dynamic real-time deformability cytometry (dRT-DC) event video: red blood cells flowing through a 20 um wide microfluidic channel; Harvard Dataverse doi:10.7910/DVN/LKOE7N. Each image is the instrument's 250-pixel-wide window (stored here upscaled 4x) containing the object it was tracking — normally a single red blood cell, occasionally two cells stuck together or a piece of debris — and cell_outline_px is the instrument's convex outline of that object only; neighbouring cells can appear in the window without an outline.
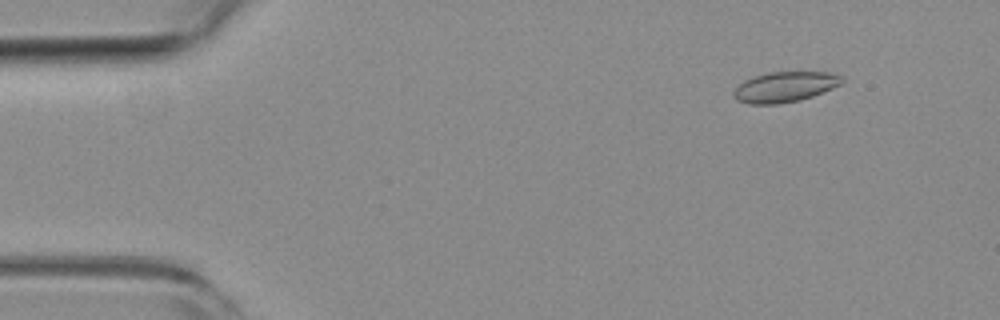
{"species": "common noctule bat (a hibernating species)", "species_latin": "Nyctalus noctula", "temperature_condition": "room temperature", "stored_images_in_passage": 54, "camera_frame_rate_fps": 3000, "um_per_image_px": 0.085, "animal": {"sex": "female", "body_mass_g": 19.3, "forearm_length_mm": 54.1}, "frame": {"image": 1, "passage_image": 6, "time_ms": 1.667, "image_size_px": [1000, 320], "cell_outline_px": [[844, 80], [840, 84], [832, 88], [812, 96], [800, 100], [776, 104], [748, 104], [736, 100], [732, 96], [732, 92], [744, 80], [752, 76], [768, 72], [832, 72], [844, 76]], "centroid_in_image_um": [66.69, 7.38], "position_along_channel_um": 18.3, "area_um2": 19.31}}
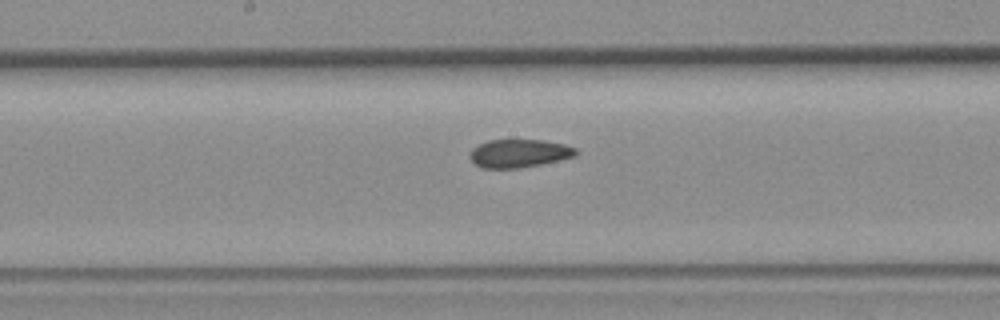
{"frame": {"image": 2, "passage_image": 28, "time_ms": 9.0, "image_size_px": [1000, 320], "cell_outline_px": [[576, 156], [540, 164], [516, 168], [484, 168], [476, 164], [472, 160], [472, 148], [488, 140], [544, 140], [564, 144], [576, 148]], "centroid_in_image_um": [44.15, 13.02], "position_along_channel_um": 204.0, "area_um2": 17.05}}
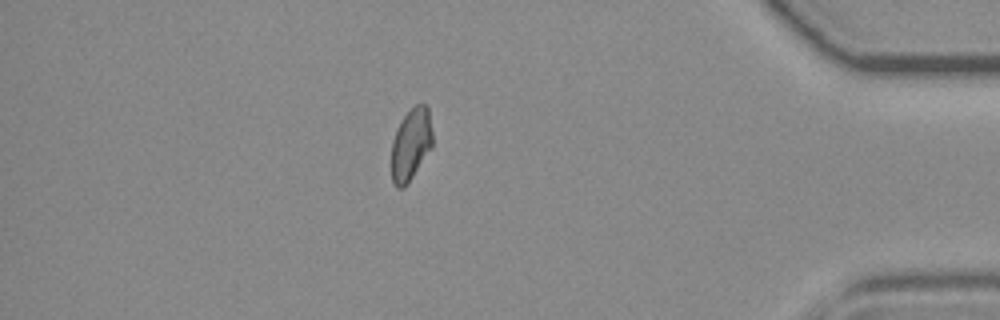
{"frame": {"image": 3, "passage_image": 47, "time_ms": 15.333, "image_size_px": [1000, 320], "cell_outline_px": [[432, 148], [408, 184], [404, 188], [396, 188], [392, 180], [392, 140], [400, 120], [416, 104], [424, 104], [428, 108], [432, 132]], "centroid_in_image_um": [34.93, 12.3], "position_along_channel_um": 400.3, "area_um2": 17.34}, "authors_computed_cell_mechanics": {"area_um2": 18.207, "velocity_mm_per_s": 3.7859, "shape_relaxation_time_tau1_ms": null, "shape_relaxation_time_tau2_ms": 3.1344, "deformation_change_tau1": null, "deformation_change_tau2": 0.0818}}